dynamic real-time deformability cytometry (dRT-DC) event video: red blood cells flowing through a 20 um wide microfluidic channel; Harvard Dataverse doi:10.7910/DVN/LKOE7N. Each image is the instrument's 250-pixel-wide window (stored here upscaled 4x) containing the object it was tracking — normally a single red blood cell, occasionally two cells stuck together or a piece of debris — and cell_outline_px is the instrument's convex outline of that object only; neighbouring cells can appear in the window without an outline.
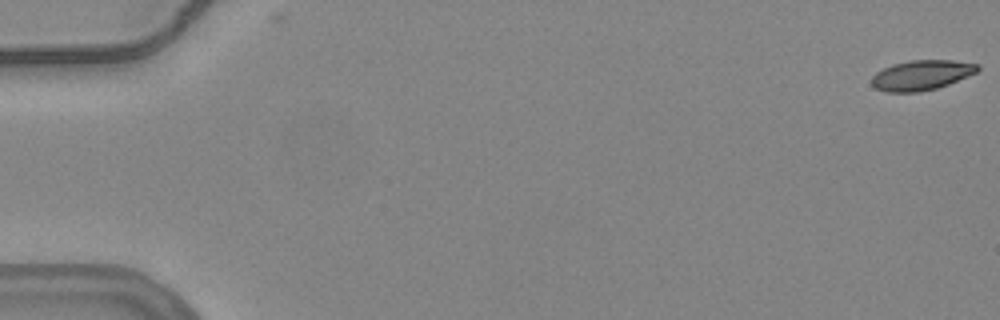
{"species": "common noctule bat (a hibernating species)", "species_latin": "Nyctalus noctula", "temperature_condition": "warm", "stored_images_in_passage": 4, "camera_frame_rate_fps": 3000, "um_per_image_px": 0.085, "animal": {"sex": "female", "body_mass_g": 24.6, "forearm_length_mm": 56.2}, "frame": {"image": 1, "passage_image": 1, "time_ms": 0.0, "image_size_px": [1000, 320], "cell_outline_px": [[980, 68], [976, 72], [948, 84], [936, 88], [920, 92], [884, 92], [876, 88], [872, 84], [872, 76], [876, 72], [892, 64], [908, 60], [952, 60], [976, 64]], "centroid_in_image_um": [78.29, 6.38], "position_along_channel_um": 6.7, "area_um2": 18.38}}